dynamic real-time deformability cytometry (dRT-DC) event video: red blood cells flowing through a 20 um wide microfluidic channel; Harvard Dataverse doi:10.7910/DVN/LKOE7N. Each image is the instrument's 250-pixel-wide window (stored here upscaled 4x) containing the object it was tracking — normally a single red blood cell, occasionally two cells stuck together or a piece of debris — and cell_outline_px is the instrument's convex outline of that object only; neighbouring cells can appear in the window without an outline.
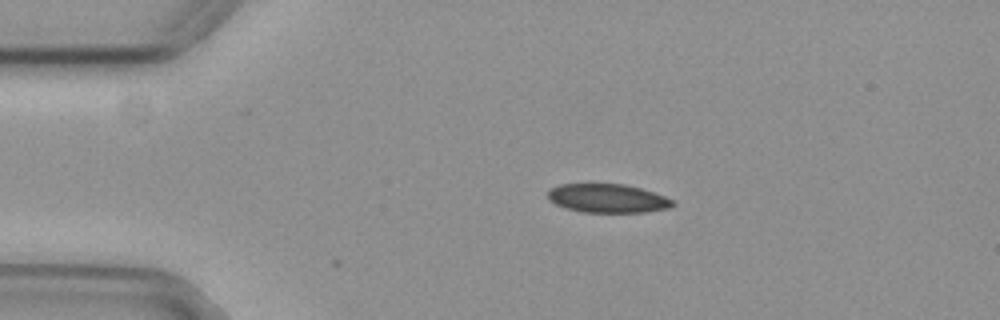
{"species": "common noctule bat (a hibernating species)", "species_latin": "Nyctalus noctula", "temperature_condition": "cold", "stored_images_in_passage": 2, "camera_frame_rate_fps": 3000, "um_per_image_px": 0.085, "animal": {"sex": "female", "body_mass_g": 29.2, "forearm_length_mm": 56.3}, "frame": {"image": 1, "passage_image": 1, "time_ms": 0.0, "image_size_px": [1000, 320], "cell_outline_px": [[676, 204], [668, 208], [644, 212], [580, 212], [564, 208], [548, 200], [548, 192], [552, 188], [560, 184], [624, 184], [640, 188], [676, 200]], "centroid_in_image_um": [51.65, 16.86], "position_along_channel_um": 33.4, "area_um2": 20.92}}